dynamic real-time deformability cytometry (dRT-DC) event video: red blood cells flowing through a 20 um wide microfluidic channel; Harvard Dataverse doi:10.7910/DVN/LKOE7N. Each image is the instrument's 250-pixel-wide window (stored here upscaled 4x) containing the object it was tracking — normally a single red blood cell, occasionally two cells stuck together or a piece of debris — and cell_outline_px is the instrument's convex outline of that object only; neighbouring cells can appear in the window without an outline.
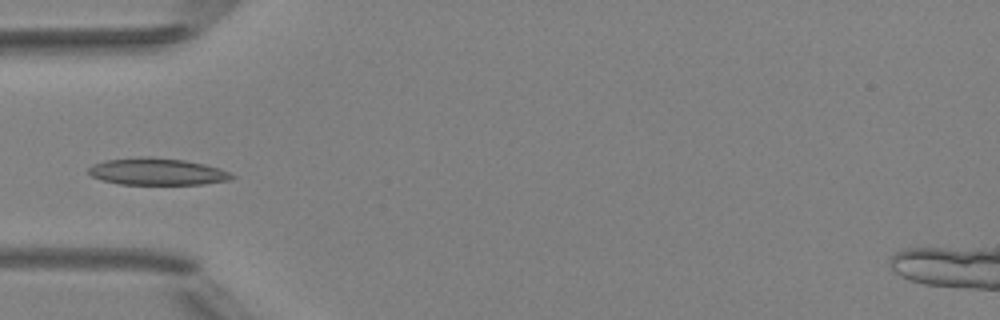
{"species": "Egyptian fruit bat (a non-hibernating species)", "species_latin": "Rousettus aegyptiacus", "temperature_condition": "room temperature", "stored_images_in_passage": 5, "camera_frame_rate_fps": 3000, "um_per_image_px": 0.085, "animal": {"sex": "female"}, "frame": {"image": 1, "passage_image": 4, "time_ms": 3.333, "image_size_px": [1000, 320], "cell_outline_px": [[236, 176], [228, 180], [204, 184], [120, 184], [100, 180], [92, 176], [88, 172], [88, 168], [92, 164], [104, 160], [148, 156], [184, 160], [204, 164], [228, 172]], "centroid_in_image_um": [13.3, 14.58], "position_along_channel_um": 71.7, "area_um2": 22.37}}
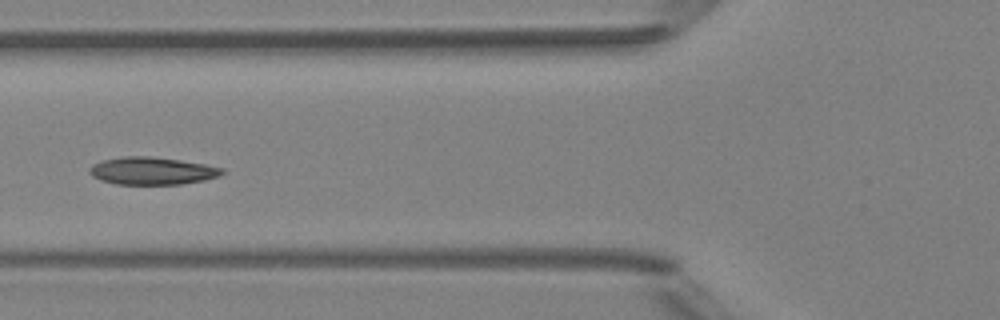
{"frame": {"image": 2, "passage_image": 5, "time_ms": 4.333, "image_size_px": [1000, 320], "cell_outline_px": [[224, 172], [216, 176], [204, 180], [180, 184], [116, 184], [100, 180], [92, 176], [88, 172], [92, 164], [100, 160], [124, 156], [148, 156], [180, 160], [204, 164], [224, 168]], "centroid_in_image_um": [12.87, 14.52], "position_along_channel_um": 112.9, "area_um2": 21.21}}